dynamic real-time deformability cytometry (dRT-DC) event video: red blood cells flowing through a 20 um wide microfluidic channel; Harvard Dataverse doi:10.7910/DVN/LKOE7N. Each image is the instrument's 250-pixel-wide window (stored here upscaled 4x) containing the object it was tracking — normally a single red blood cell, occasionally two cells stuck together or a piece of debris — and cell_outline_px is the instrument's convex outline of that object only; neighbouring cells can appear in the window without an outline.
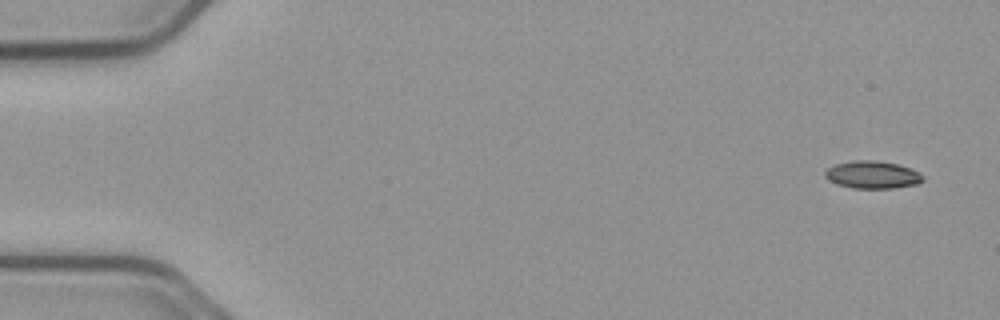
{"species": "common noctule bat (a hibernating species)", "species_latin": "Nyctalus noctula", "temperature_condition": "cold", "stored_images_in_passage": 54, "camera_frame_rate_fps": 3000, "um_per_image_px": 0.085, "animal": {"sex": "male", "body_mass_g": 23.1, "forearm_length_mm": 52.7}, "frame": {"image": 1, "passage_image": 1, "time_ms": 0.0, "image_size_px": [1000, 320], "cell_outline_px": [[924, 180], [916, 184], [896, 188], [852, 188], [836, 184], [828, 180], [824, 176], [824, 172], [828, 168], [836, 164], [852, 160], [876, 160], [896, 164], [920, 172], [924, 176]], "centroid_in_image_um": [74.14, 14.86], "position_along_channel_um": 10.9, "area_um2": 15.78}}
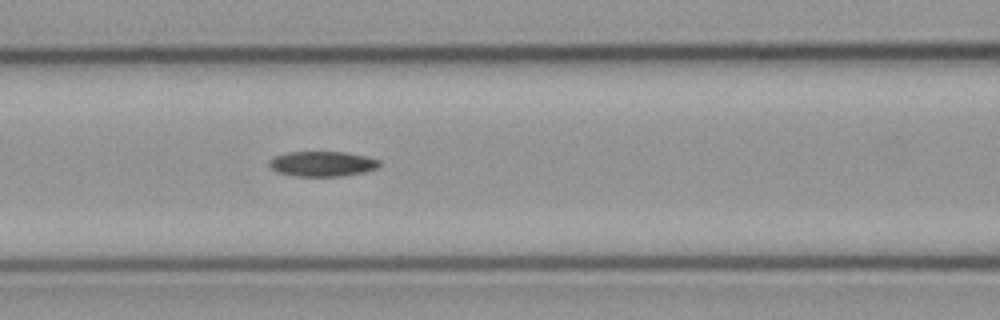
{"frame": {"image": 2, "passage_image": 22, "time_ms": 7.0, "image_size_px": [1000, 320], "cell_outline_px": [[380, 164], [376, 168], [364, 172], [344, 176], [296, 176], [276, 172], [268, 164], [268, 160], [284, 152], [344, 152], [368, 156], [380, 160]], "centroid_in_image_um": [27.39, 13.92], "position_along_channel_um": 139.2, "area_um2": 16.24}}
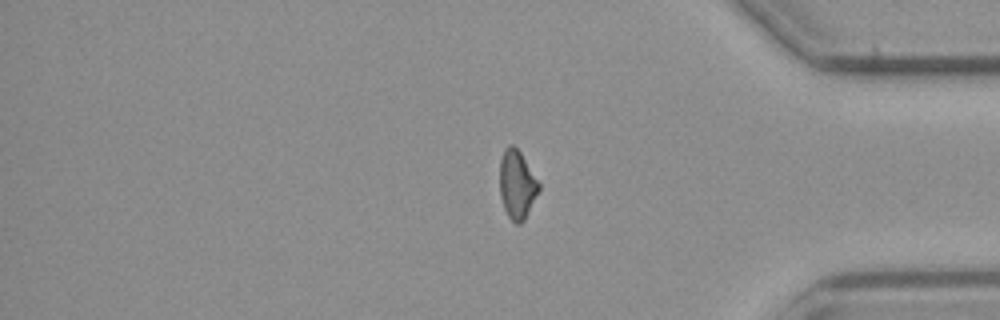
{"frame": {"image": 3, "passage_image": 44, "time_ms": 14.333, "image_size_px": [1000, 320], "cell_outline_px": [[540, 188], [524, 220], [520, 224], [516, 224], [508, 216], [504, 208], [500, 196], [500, 160], [504, 148], [508, 144], [512, 144], [520, 152], [540, 184]], "centroid_in_image_um": [43.93, 15.68], "position_along_channel_um": 391.3, "area_um2": 15.49}}